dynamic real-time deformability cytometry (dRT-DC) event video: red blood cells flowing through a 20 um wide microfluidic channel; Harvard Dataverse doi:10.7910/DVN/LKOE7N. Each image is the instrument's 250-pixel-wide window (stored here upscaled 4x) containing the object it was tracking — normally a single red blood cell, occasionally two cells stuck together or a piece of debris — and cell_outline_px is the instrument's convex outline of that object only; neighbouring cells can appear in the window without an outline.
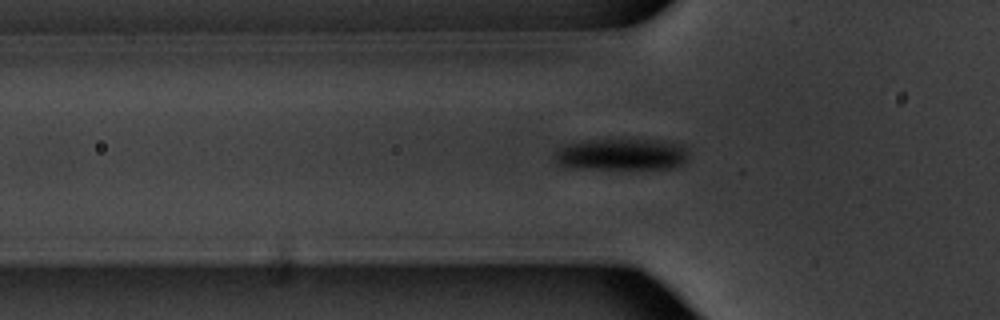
{"species": "common noctule bat (a hibernating species)", "species_latin": "Nyctalus noctula", "temperature_condition": "warm", "stored_images_in_passage": 40, "segment_of_instrument_passage": [1, 2], "camera_frame_rate_fps": 3000, "um_per_image_px": 0.085, "animal": {"sex": "male", "body_mass_g": 20.1, "forearm_length_mm": 53.5}, "frame": {"image": 1, "passage_image": 3, "time_ms": 0.667, "image_size_px": [1000, 320], "cell_outline_px": [[688, 156], [680, 164], [672, 168], [564, 168], [556, 160], [556, 152], [560, 148], [568, 144], [584, 140], [656, 140], [680, 144], [688, 152]], "centroid_in_image_um": [52.81, 13.12], "position_along_channel_um": 73.0, "area_um2": 24.22}}
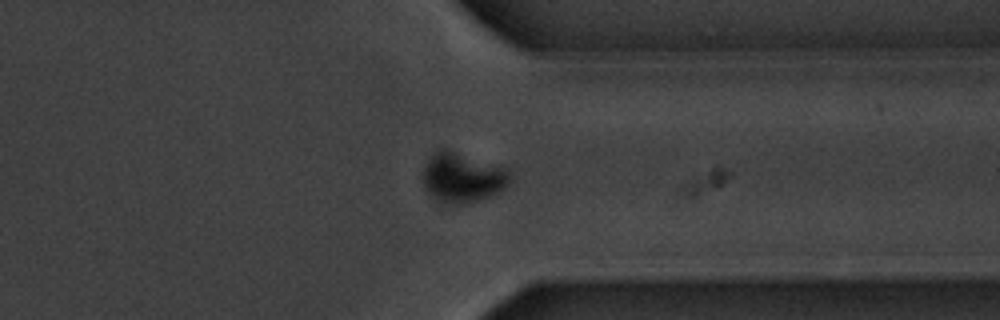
{"frame": {"image": 2, "passage_image": 27, "time_ms": 8.667, "image_size_px": [1000, 320], "cell_outline_px": [[508, 184], [504, 188], [488, 196], [464, 204], [444, 204], [436, 200], [424, 188], [424, 164], [436, 152], [452, 152], [508, 168]], "centroid_in_image_um": [39.28, 15.15], "position_along_channel_um": 372.1, "area_um2": 24.22}}
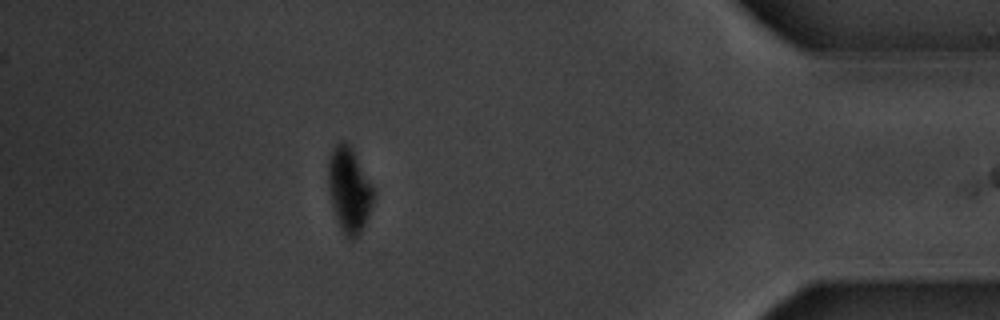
{"frame": {"image": 3, "passage_image": 33, "time_ms": 10.667, "image_size_px": [1000, 320], "cell_outline_px": [[376, 192], [368, 216], [360, 232], [352, 240], [348, 240], [344, 236], [336, 220], [332, 208], [328, 188], [328, 160], [332, 148], [340, 140], [344, 140], [352, 148], [372, 184]], "centroid_in_image_um": [29.66, 16.14], "position_along_channel_um": 405.5, "area_um2": 22.72}}